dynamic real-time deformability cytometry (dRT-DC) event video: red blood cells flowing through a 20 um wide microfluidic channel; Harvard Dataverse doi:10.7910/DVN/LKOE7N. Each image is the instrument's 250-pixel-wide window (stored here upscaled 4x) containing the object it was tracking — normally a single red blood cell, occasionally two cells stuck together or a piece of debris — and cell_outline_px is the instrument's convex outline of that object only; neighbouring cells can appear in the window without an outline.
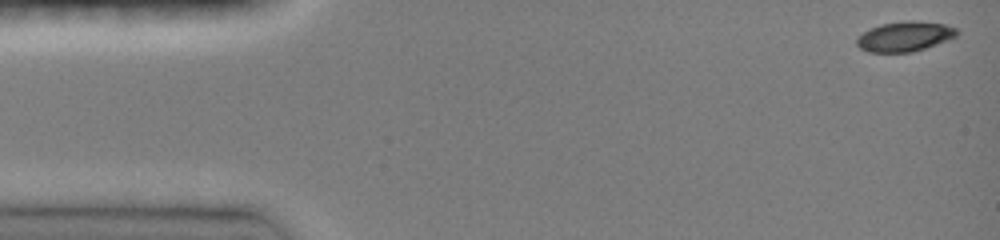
{"species": "common noctule bat (a hibernating species)", "species_latin": "Nyctalus noctula", "temperature_condition": "room temperature", "stored_images_in_passage": 46, "camera_frame_rate_fps": 3000, "um_per_image_px": 0.085, "animal": {"sex": "female", "body_mass_g": 19.0, "forearm_length_mm": 51.5}, "frame": {"image": 1, "passage_image": 1, "time_ms": 0.0, "image_size_px": [1000, 240], "cell_outline_px": [[960, 32], [956, 36], [924, 48], [912, 52], [868, 52], [860, 48], [856, 44], [856, 40], [864, 32], [880, 24], [908, 20], [912, 20], [944, 24], [956, 28]], "centroid_in_image_um": [76.9, 3.09], "position_along_channel_um": 8.1, "area_um2": 17.22}}
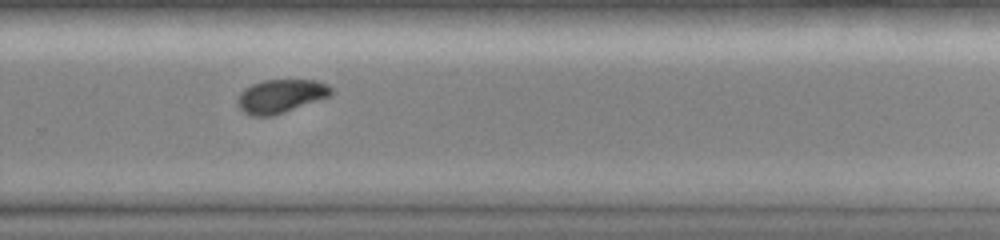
{"frame": {"image": 2, "passage_image": 32, "time_ms": 10.333, "image_size_px": [1000, 240], "cell_outline_px": [[332, 92], [328, 96], [284, 112], [272, 116], [248, 116], [236, 104], [236, 100], [240, 92], [244, 88], [252, 84], [264, 80], [316, 80], [328, 84], [332, 88]], "centroid_in_image_um": [23.8, 8.17], "position_along_channel_um": 306.0, "area_um2": 18.21}}
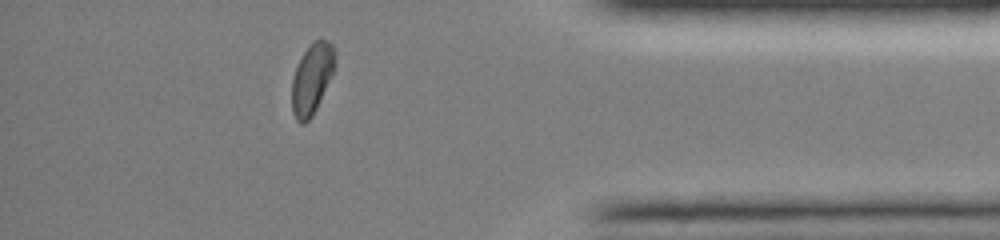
{"frame": {"image": 3, "passage_image": 41, "time_ms": 13.333, "image_size_px": [1000, 240], "cell_outline_px": [[336, 52], [332, 72], [316, 108], [312, 116], [304, 124], [300, 124], [296, 120], [292, 112], [292, 80], [296, 68], [304, 52], [312, 40], [328, 40], [332, 44]], "centroid_in_image_um": [26.49, 6.68], "position_along_channel_um": 408.7, "area_um2": 17.34}, "authors_computed_cell_mechanics": {"area_um2": 18.4382, "velocity_mm_per_s": 4.0274, "shape_relaxation_time_tau1_ms": 4.0068, "shape_relaxation_time_tau2_ms": 5.1958, "deformation_change_tau1": 0.1307, "deformation_change_tau2": 0.0661}}